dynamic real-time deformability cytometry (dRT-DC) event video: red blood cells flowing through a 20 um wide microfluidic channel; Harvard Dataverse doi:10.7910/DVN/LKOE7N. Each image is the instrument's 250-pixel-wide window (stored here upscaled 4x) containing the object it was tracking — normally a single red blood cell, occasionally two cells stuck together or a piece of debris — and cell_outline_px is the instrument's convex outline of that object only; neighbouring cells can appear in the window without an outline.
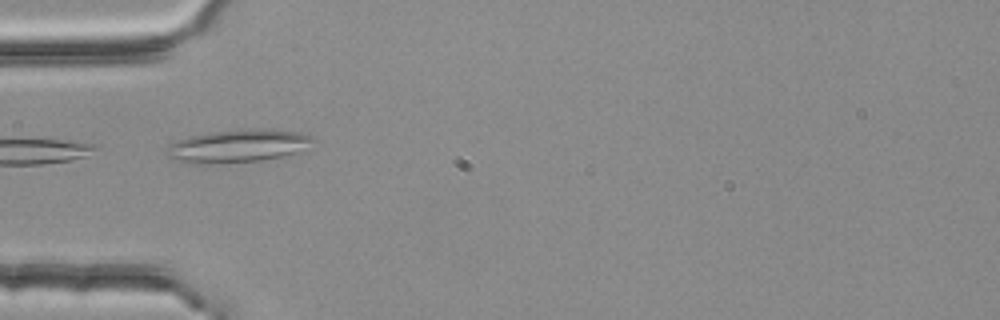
{"species": "common noctule bat (a hibernating species)", "species_latin": "Nyctalus noctula", "temperature_condition": "room temperature", "stored_images_in_passage": 5, "camera_frame_rate_fps": 3000, "um_per_image_px": 0.085, "animal": {"sex": "female", "body_mass_g": 25.1}, "frame": {"image": 1, "passage_image": 4, "time_ms": 1.0, "image_size_px": [1000, 320], "cell_outline_px": [[316, 140], [296, 152], [264, 160], [200, 164], [184, 164], [164, 156], [164, 152], [168, 144], [188, 136], [212, 132], [248, 128], [260, 128], [296, 132], [312, 136]], "centroid_in_image_um": [20.09, 12.41], "position_along_channel_um": 64.9, "area_um2": 28.21}}